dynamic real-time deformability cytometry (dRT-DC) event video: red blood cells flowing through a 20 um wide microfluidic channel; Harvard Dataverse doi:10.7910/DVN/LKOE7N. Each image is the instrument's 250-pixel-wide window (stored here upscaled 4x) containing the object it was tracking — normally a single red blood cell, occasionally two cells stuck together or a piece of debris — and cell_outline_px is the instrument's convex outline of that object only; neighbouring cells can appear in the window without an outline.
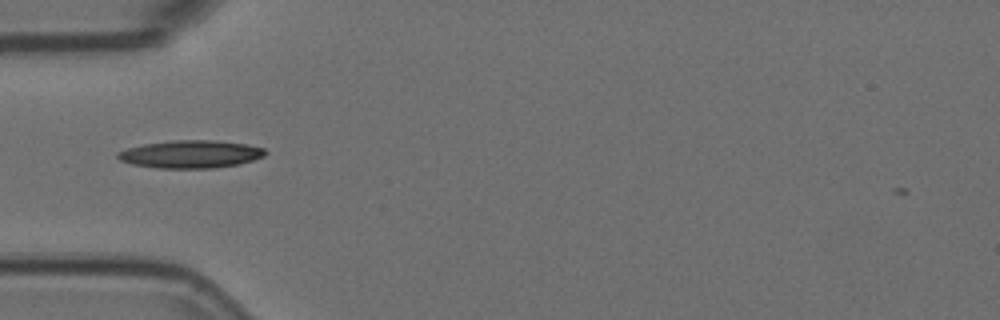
{"species": "Egyptian fruit bat (a non-hibernating species)", "species_latin": "Rousettus aegyptiacus", "temperature_condition": "room temperature", "stored_images_in_passage": 32, "camera_frame_rate_fps": 3000, "um_per_image_px": 0.085, "animal": {"sex": "female"}, "frame": {"image": 1, "passage_image": 1, "time_ms": 0.0, "image_size_px": [1000, 320], "cell_outline_px": [[268, 152], [264, 156], [240, 164], [212, 168], [156, 168], [132, 164], [120, 160], [116, 156], [116, 152], [128, 148], [144, 144], [172, 140], [212, 140], [248, 144], [264, 148]], "centroid_in_image_um": [16.21, 13.1], "position_along_channel_um": 68.8, "area_um2": 23.93}}
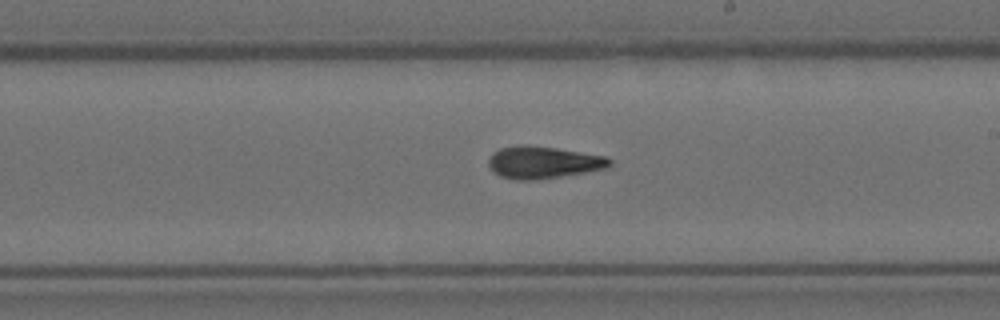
{"frame": {"image": 2, "passage_image": 15, "time_ms": 4.667, "image_size_px": [1000, 320], "cell_outline_px": [[612, 164], [608, 168], [560, 176], [532, 180], [516, 180], [500, 176], [488, 164], [488, 160], [492, 152], [500, 148], [520, 144], [524, 144], [556, 148], [604, 156], [612, 160]], "centroid_in_image_um": [46.16, 13.79], "position_along_channel_um": 242.8, "area_um2": 22.54}}
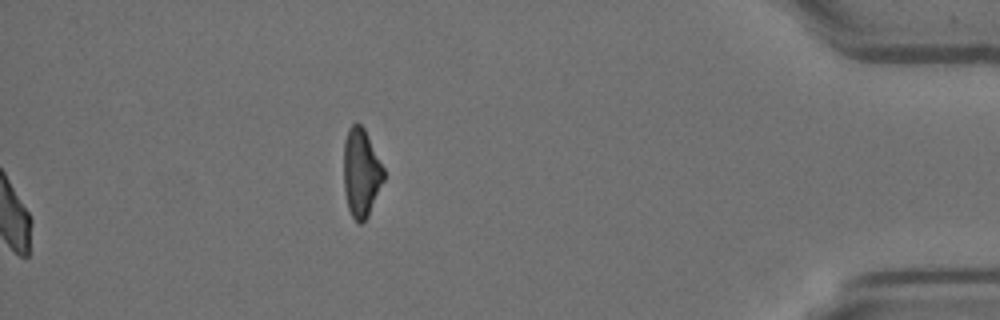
{"frame": {"image": 3, "passage_image": 32, "time_ms": 10.333, "image_size_px": [1000, 320], "cell_outline_px": [[384, 180], [368, 216], [360, 224], [352, 216], [348, 208], [344, 192], [344, 140], [348, 128], [356, 120], [364, 128], [384, 168]], "centroid_in_image_um": [30.69, 14.65], "position_along_channel_um": 404.5, "area_um2": 20.63}, "authors_computed_cell_mechanics": {"area_um2": 21.9351, "velocity_mm_per_s": 3.7119, "shape_relaxation_time_tau1_ms": 5.5278, "shape_relaxation_time_tau2_ms": 3.0996, "deformation_change_tau1": 0.192, "deformation_change_tau2": 0.1231}}